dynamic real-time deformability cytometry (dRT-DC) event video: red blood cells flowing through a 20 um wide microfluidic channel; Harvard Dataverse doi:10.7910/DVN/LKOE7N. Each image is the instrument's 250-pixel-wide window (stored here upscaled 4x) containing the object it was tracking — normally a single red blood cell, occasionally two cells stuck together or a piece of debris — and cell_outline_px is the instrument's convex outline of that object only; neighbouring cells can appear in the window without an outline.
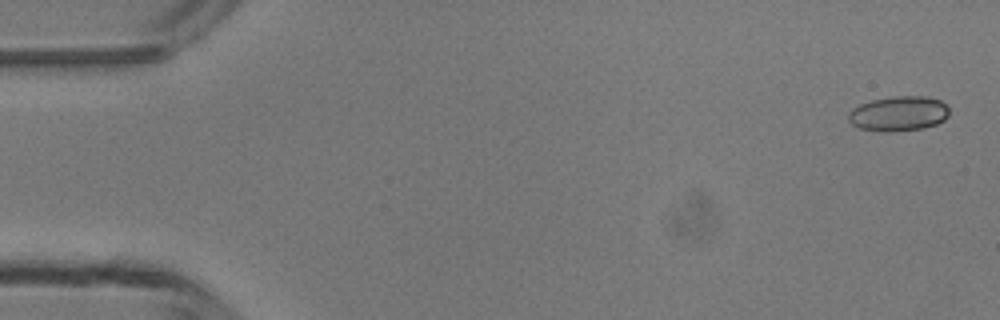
{"species": "common noctule bat (a hibernating species)", "species_latin": "Nyctalus noctula", "temperature_condition": "room temperature", "stored_images_in_passage": 4, "camera_frame_rate_fps": 3000, "um_per_image_px": 0.085, "animal": {"sex": "male", "body_mass_g": 13.3}, "frame": {"image": 1, "passage_image": 1, "time_ms": 0.0, "image_size_px": [1000, 320], "cell_outline_px": [[948, 116], [944, 120], [936, 124], [924, 128], [892, 132], [884, 132], [860, 128], [852, 124], [848, 120], [848, 112], [852, 108], [860, 104], [872, 100], [892, 96], [928, 96], [940, 100], [948, 108]], "centroid_in_image_um": [76.37, 9.66], "position_along_channel_um": 8.6, "area_um2": 20.63}}